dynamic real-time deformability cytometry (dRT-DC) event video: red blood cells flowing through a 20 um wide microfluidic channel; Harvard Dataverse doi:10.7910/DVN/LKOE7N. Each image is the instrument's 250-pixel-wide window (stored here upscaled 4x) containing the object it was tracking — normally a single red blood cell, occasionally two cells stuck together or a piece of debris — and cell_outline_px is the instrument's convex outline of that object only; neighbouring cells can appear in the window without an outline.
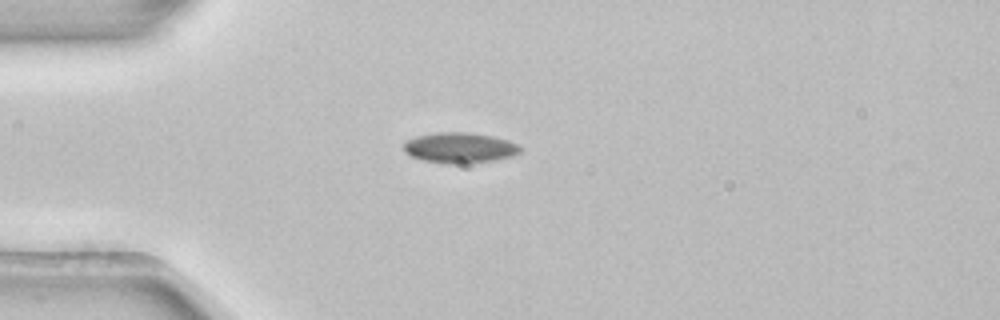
{"species": "common noctule bat (a hibernating species)", "species_latin": "Nyctalus noctula", "temperature_condition": "room temperature", "stored_images_in_passage": 3, "camera_frame_rate_fps": 3000, "um_per_image_px": 0.085, "animal": {"sex": "female", "body_mass_g": 22.7, "forearm_length_mm": 54.2}, "frame": {"image": 1, "passage_image": 2, "time_ms": 0.333, "image_size_px": [1000, 320], "cell_outline_px": [[524, 148], [520, 152], [512, 156], [492, 160], [448, 164], [424, 160], [412, 156], [404, 152], [404, 140], [416, 136], [436, 132], [468, 132], [492, 136], [508, 140], [520, 144]], "centroid_in_image_um": [39.08, 12.54], "position_along_channel_um": 45.9, "area_um2": 20.69}}
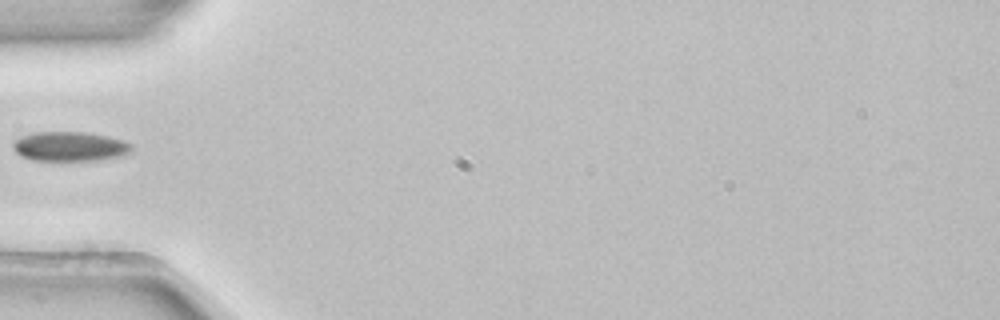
{"frame": {"image": 2, "passage_image": 3, "time_ms": 0.667, "image_size_px": [1000, 320], "cell_outline_px": [[132, 148], [128, 152], [120, 156], [96, 160], [32, 160], [20, 156], [16, 152], [12, 144], [20, 136], [36, 132], [84, 132], [104, 136], [120, 140], [132, 144]], "centroid_in_image_um": [5.88, 12.45], "position_along_channel_um": 79.1, "area_um2": 20.06}}